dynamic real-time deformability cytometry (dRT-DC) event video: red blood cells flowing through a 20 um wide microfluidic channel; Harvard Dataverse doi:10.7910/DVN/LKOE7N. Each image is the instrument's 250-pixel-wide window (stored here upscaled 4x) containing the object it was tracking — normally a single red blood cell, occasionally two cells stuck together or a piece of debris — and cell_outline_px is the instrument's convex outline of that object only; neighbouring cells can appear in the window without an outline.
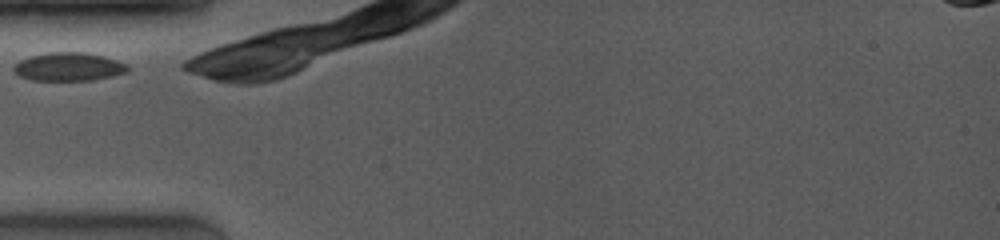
{"species": "common noctule bat (a hibernating species)", "species_latin": "Nyctalus noctula", "temperature_condition": "room temperature", "stored_images_in_passage": 4, "camera_frame_rate_fps": 4000, "um_per_image_px": 0.085, "animal": {"sex": "female", "body_mass_g": 19.0, "forearm_length_mm": 53.3}, "frame": {"image": 1, "passage_image": 1, "time_ms": 0.0, "image_size_px": [1000, 240], "cell_outline_px": [[132, 68], [128, 72], [112, 76], [92, 80], [32, 80], [20, 76], [12, 68], [20, 60], [32, 56], [48, 52], [84, 52], [104, 56], [128, 64]], "centroid_in_image_um": [5.9, 5.67], "position_along_channel_um": 79.1, "area_um2": 18.84}}